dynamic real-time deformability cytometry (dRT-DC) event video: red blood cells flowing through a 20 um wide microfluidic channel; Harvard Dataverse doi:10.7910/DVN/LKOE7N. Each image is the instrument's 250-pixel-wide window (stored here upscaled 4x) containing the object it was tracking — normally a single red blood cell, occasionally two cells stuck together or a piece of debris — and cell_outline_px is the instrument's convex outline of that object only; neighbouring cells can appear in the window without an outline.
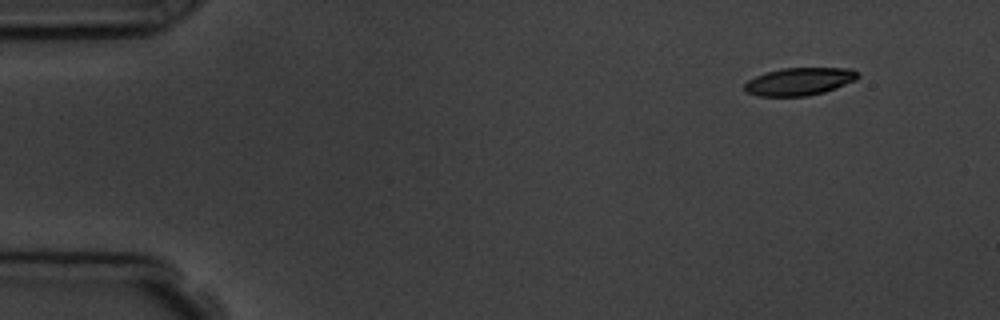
{"species": "common noctule bat (a hibernating species)", "species_latin": "Nyctalus noctula", "temperature_condition": "room temperature", "stored_images_in_passage": 5, "camera_frame_rate_fps": 3000, "um_per_image_px": 0.085, "animal": {"sex": "male", "body_mass_g": 19.5, "forearm_length_mm": 54.6}, "frame": {"image": 1, "passage_image": 1, "time_ms": 0.0, "image_size_px": [1000, 320], "cell_outline_px": [[860, 76], [856, 80], [836, 88], [824, 92], [804, 96], [756, 96], [748, 92], [744, 88], [744, 84], [748, 80], [756, 76], [768, 72], [784, 68], [852, 68]], "centroid_in_image_um": [67.96, 6.93], "position_along_channel_um": 17.0, "area_um2": 18.15}}
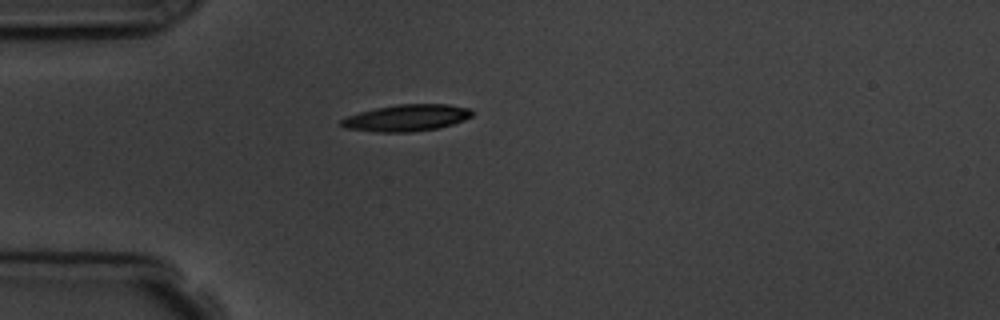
{"frame": {"image": 2, "passage_image": 4, "time_ms": 3.333, "image_size_px": [1000, 320], "cell_outline_px": [[472, 116], [464, 120], [440, 128], [408, 132], [376, 132], [344, 128], [340, 124], [340, 120], [348, 116], [360, 112], [376, 108], [396, 104], [448, 104], [472, 108]], "centroid_in_image_um": [34.58, 10.01], "position_along_channel_um": 50.4, "area_um2": 20.4}}